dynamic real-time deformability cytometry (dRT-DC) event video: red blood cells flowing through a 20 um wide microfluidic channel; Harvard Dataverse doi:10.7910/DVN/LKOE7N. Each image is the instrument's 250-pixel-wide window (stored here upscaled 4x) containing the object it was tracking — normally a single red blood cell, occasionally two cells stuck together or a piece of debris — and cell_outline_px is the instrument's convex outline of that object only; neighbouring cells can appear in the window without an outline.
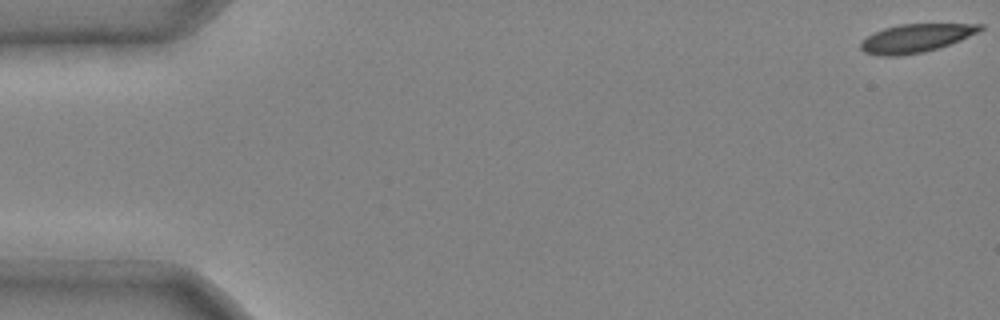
{"species": "common noctule bat (a hibernating species)", "species_latin": "Nyctalus noctula", "temperature_condition": "cold", "stored_images_in_passage": 6, "camera_frame_rate_fps": 3000, "um_per_image_px": 0.085, "animal": {"sex": "male", "body_mass_g": 20.4}, "frame": {"image": 1, "passage_image": 1, "time_ms": 0.0, "image_size_px": [1000, 320], "cell_outline_px": [[984, 28], [960, 40], [924, 52], [896, 56], [880, 56], [864, 52], [860, 48], [860, 44], [868, 36], [884, 28], [900, 24], [984, 24]], "centroid_in_image_um": [77.82, 3.25], "position_along_channel_um": 7.2, "area_um2": 19.36}}
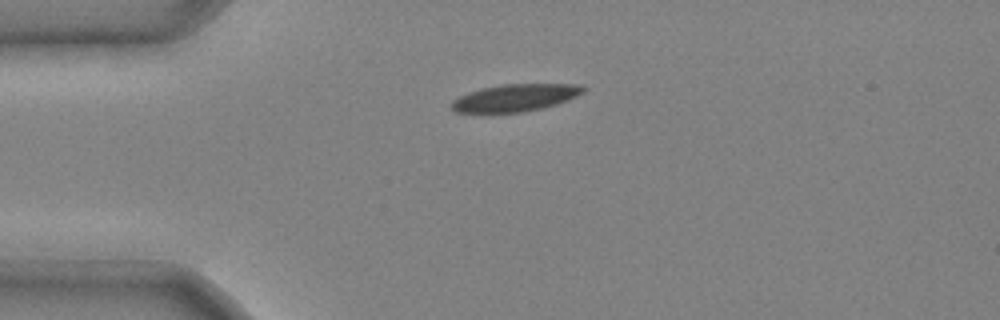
{"frame": {"image": 2, "passage_image": 4, "time_ms": 1.0, "image_size_px": [1000, 320], "cell_outline_px": [[588, 88], [584, 92], [568, 100], [556, 104], [524, 112], [456, 112], [452, 108], [452, 100], [460, 96], [484, 88], [504, 84], [580, 84]], "centroid_in_image_um": [43.87, 8.3], "position_along_channel_um": 41.1, "area_um2": 20.58}}
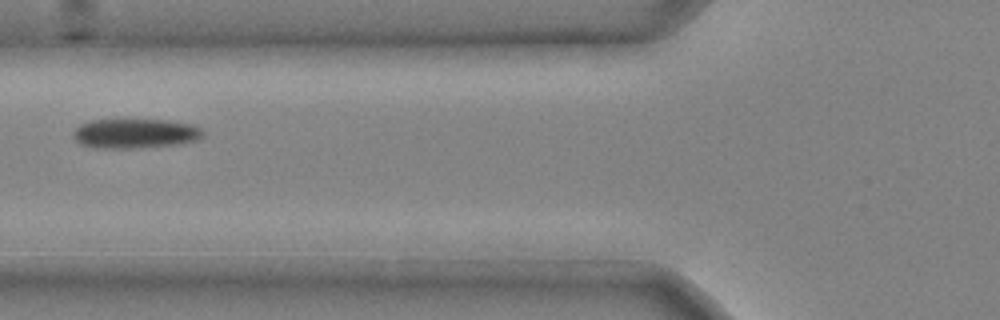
{"frame": {"image": 3, "passage_image": 6, "time_ms": 1.667, "image_size_px": [1000, 320], "cell_outline_px": [[204, 132], [200, 140], [180, 144], [136, 148], [92, 148], [80, 144], [72, 136], [72, 132], [80, 124], [88, 120], [164, 120], [192, 124], [200, 128]], "centroid_in_image_um": [11.47, 11.35], "position_along_channel_um": 114.3, "area_um2": 22.6}}